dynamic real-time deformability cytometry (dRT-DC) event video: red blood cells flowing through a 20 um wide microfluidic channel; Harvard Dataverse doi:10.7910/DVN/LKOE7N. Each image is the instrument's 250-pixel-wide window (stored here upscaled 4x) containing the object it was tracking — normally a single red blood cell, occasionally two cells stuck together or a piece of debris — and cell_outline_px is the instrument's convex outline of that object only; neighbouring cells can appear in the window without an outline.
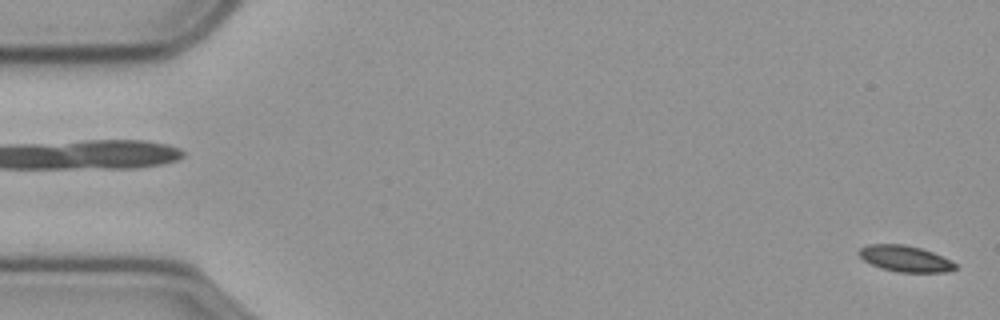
{"species": "common noctule bat (a hibernating species)", "species_latin": "Nyctalus noctula", "temperature_condition": "cold", "stored_images_in_passage": 57, "camera_frame_rate_fps": 3000, "um_per_image_px": 0.085, "animal": {"sex": "male", "body_mass_g": 23.1, "forearm_length_mm": 52.7}, "frame": {"image": 1, "passage_image": 1, "time_ms": 0.0, "image_size_px": [1000, 320], "cell_outline_px": [[956, 268], [944, 272], [896, 272], [880, 268], [864, 260], [856, 252], [860, 248], [868, 244], [904, 244], [920, 248], [932, 252], [956, 264]], "centroid_in_image_um": [76.87, 21.98], "position_along_channel_um": 8.1, "area_um2": 14.51}}
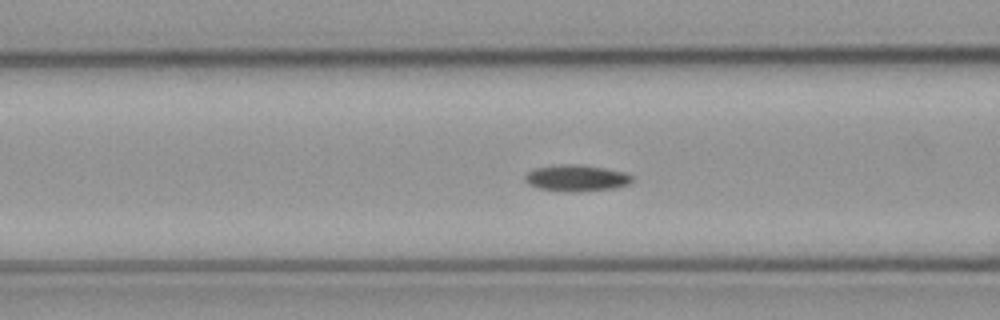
{"frame": {"image": 2, "passage_image": 22, "time_ms": 7.0, "image_size_px": [1000, 320], "cell_outline_px": [[632, 180], [628, 184], [616, 188], [580, 192], [568, 192], [540, 188], [528, 184], [524, 180], [524, 176], [528, 172], [536, 168], [560, 164], [580, 164], [604, 168], [624, 172], [632, 176]], "centroid_in_image_um": [48.99, 15.14], "position_along_channel_um": 117.6, "area_um2": 16.53}}
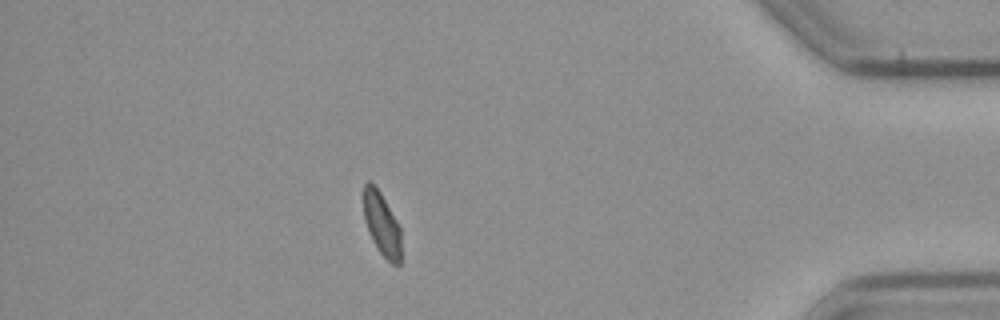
{"frame": {"image": 3, "passage_image": 50, "time_ms": 16.333, "image_size_px": [1000, 320], "cell_outline_px": [[400, 264], [392, 264], [380, 252], [372, 240], [368, 232], [364, 220], [364, 184], [368, 180], [380, 192], [396, 220], [400, 228]], "centroid_in_image_um": [32.44, 19.06], "position_along_channel_um": 402.8, "area_um2": 13.53}}